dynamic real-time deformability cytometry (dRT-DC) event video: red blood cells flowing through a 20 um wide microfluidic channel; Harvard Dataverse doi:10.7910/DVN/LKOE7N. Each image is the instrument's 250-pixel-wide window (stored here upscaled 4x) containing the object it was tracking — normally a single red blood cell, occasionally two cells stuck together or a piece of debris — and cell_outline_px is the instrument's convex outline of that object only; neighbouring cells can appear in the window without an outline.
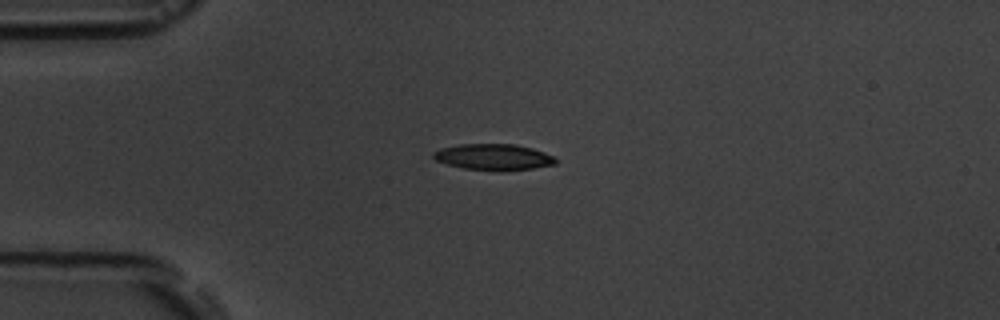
{"species": "common noctule bat (a hibernating species)", "species_latin": "Nyctalus noctula", "temperature_condition": "room temperature", "stored_images_in_passage": 7, "camera_frame_rate_fps": 3000, "um_per_image_px": 0.085, "animal": {"sex": "male", "body_mass_g": 19.5, "forearm_length_mm": 54.6}, "frame": {"image": 1, "passage_image": 3, "time_ms": 2.333, "image_size_px": [1000, 320], "cell_outline_px": [[556, 164], [532, 168], [500, 172], [464, 168], [448, 164], [436, 160], [432, 156], [432, 152], [440, 148], [460, 144], [516, 144], [532, 148], [544, 152], [552, 156], [556, 160]], "centroid_in_image_um": [41.93, 13.35], "position_along_channel_um": 43.1, "area_um2": 18.73}}
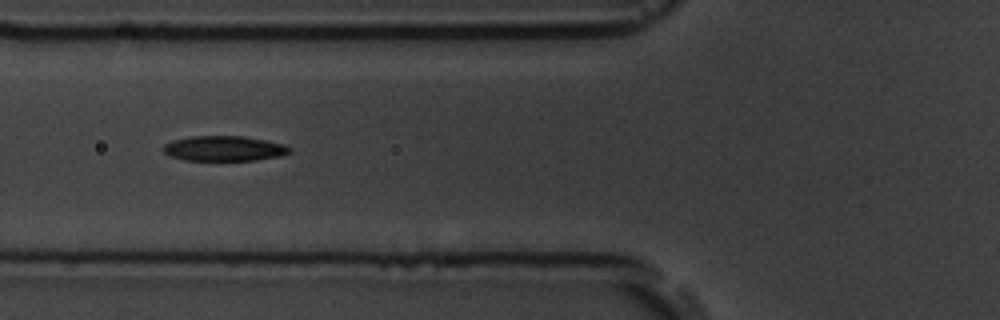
{"frame": {"image": 2, "passage_image": 5, "time_ms": 4.667, "image_size_px": [1000, 320], "cell_outline_px": [[292, 152], [280, 156], [256, 160], [184, 160], [168, 156], [164, 152], [164, 144], [172, 140], [192, 136], [244, 136], [284, 144], [292, 148]], "centroid_in_image_um": [19.05, 12.62], "position_along_channel_um": 106.7, "area_um2": 18.55}}
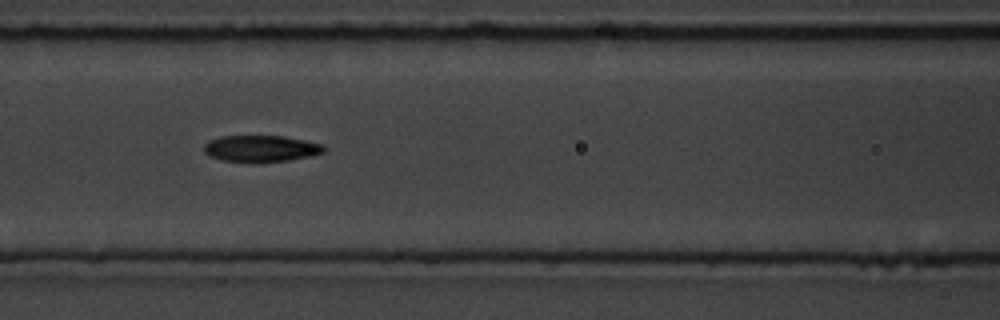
{"frame": {"image": 3, "passage_image": 6, "time_ms": 5.667, "image_size_px": [1000, 320], "cell_outline_px": [[324, 152], [308, 156], [288, 160], [256, 164], [224, 160], [208, 156], [204, 152], [204, 144], [208, 140], [220, 136], [284, 136], [324, 144]], "centroid_in_image_um": [22.13, 12.64], "position_along_channel_um": 144.5, "area_um2": 18.84}}